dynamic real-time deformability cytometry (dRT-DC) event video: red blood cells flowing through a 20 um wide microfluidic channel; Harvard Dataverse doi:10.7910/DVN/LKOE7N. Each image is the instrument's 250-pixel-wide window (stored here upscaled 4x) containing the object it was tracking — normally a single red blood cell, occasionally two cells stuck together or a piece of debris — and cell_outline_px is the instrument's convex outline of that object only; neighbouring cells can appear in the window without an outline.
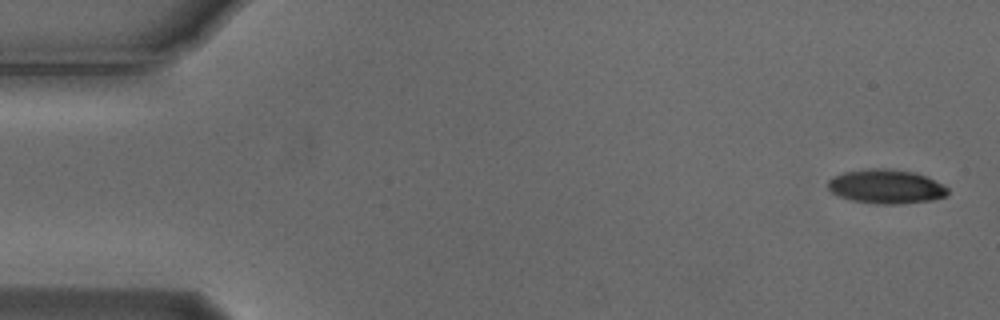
{"species": "Egyptian fruit bat (a non-hibernating species)", "species_latin": "Rousettus aegyptiacus", "temperature_condition": "cold", "stored_images_in_passage": 10, "camera_frame_rate_fps": 3000, "um_per_image_px": 0.085, "animal": {"sex": "male"}, "frame": {"image": 1, "passage_image": 1, "time_ms": 0.0, "image_size_px": [1000, 320], "cell_outline_px": [[948, 196], [932, 200], [896, 204], [880, 204], [852, 200], [836, 196], [828, 188], [828, 180], [832, 176], [844, 172], [864, 168], [892, 168], [916, 172], [948, 188]], "centroid_in_image_um": [75.28, 15.84], "position_along_channel_um": 9.7, "area_um2": 23.99}}